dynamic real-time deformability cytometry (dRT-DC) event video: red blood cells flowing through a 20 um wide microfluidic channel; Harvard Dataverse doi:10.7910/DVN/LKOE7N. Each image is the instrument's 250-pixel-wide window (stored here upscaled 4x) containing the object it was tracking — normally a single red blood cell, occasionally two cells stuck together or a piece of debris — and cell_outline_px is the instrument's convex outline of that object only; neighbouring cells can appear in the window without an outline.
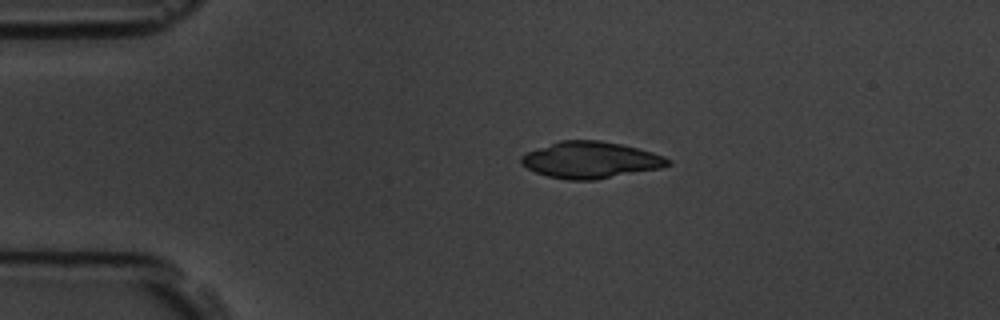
{"species": "common noctule bat (a hibernating species)", "species_latin": "Nyctalus noctula", "temperature_condition": "room temperature", "stored_images_in_passage": 2, "camera_frame_rate_fps": 3000, "um_per_image_px": 0.085, "animal": {"sex": "male", "body_mass_g": 19.5, "forearm_length_mm": 54.6}, "frame": {"image": 1, "passage_image": 1, "time_ms": 0.0, "image_size_px": [1000, 320], "cell_outline_px": [[672, 164], [660, 168], [596, 180], [568, 180], [548, 176], [536, 172], [520, 164], [520, 156], [528, 152], [560, 140], [600, 140], [620, 144], [652, 152], [664, 156], [672, 160]], "centroid_in_image_um": [50.21, 13.6], "position_along_channel_um": 34.8, "area_um2": 31.15}}